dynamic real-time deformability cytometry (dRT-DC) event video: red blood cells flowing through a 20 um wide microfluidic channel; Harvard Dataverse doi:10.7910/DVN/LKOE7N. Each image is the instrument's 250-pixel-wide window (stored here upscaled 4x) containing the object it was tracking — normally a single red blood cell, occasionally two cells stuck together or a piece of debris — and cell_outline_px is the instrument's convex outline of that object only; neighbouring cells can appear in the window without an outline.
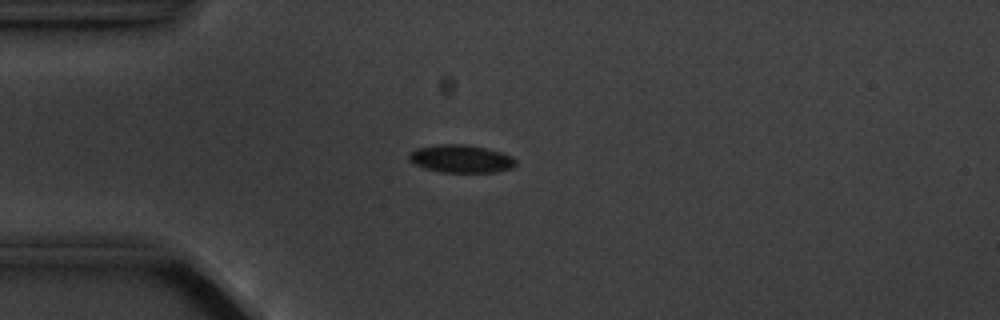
{"species": "common noctule bat (a hibernating species)", "species_latin": "Nyctalus noctula", "temperature_condition": "cold", "stored_images_in_passage": 4, "camera_frame_rate_fps": 3000, "um_per_image_px": 0.085, "animal": {"sex": "male", "body_mass_g": 20.1, "forearm_length_mm": 53.5}, "frame": {"image": 1, "passage_image": 2, "time_ms": 2.0, "image_size_px": [1000, 320], "cell_outline_px": [[516, 164], [512, 168], [492, 172], [440, 172], [424, 168], [408, 160], [408, 156], [416, 148], [440, 144], [464, 144], [488, 148], [512, 156], [516, 160]], "centroid_in_image_um": [39.19, 13.49], "position_along_channel_um": 45.8, "area_um2": 17.28}}